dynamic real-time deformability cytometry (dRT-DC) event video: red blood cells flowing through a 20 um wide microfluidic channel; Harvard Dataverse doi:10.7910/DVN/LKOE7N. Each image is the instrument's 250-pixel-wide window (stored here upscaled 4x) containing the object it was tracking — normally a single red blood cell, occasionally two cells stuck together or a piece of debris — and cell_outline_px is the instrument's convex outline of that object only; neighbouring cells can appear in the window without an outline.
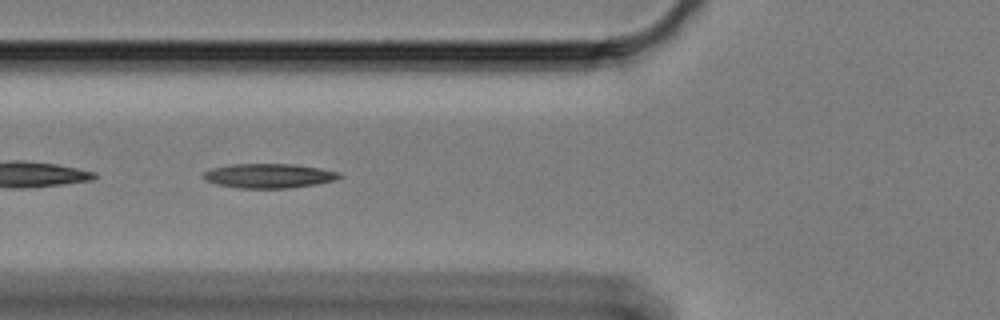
{"species": "Egyptian fruit bat (a non-hibernating species)", "species_latin": "Rousettus aegyptiacus", "temperature_condition": "cold", "stored_images_in_passage": 22, "camera_frame_rate_fps": 3000, "um_per_image_px": 0.085, "animal": {"sex": "female"}, "frame": {"image": 1, "passage_image": 4, "time_ms": 1.0, "image_size_px": [1000, 320], "cell_outline_px": [[344, 176], [336, 180], [316, 184], [288, 188], [240, 188], [216, 184], [204, 180], [200, 176], [204, 172], [212, 168], [232, 164], [292, 164], [320, 168], [340, 172]], "centroid_in_image_um": [22.85, 14.94], "position_along_channel_um": 102.9, "area_um2": 19.48}}
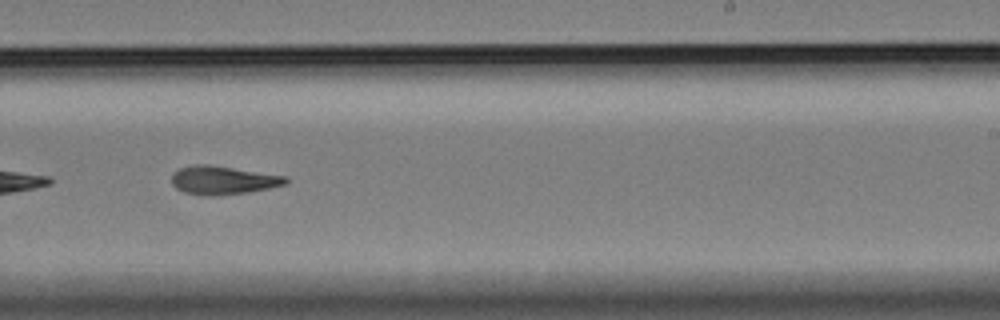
{"frame": {"image": 2, "passage_image": 19, "time_ms": 6.0, "image_size_px": [1000, 320], "cell_outline_px": [[288, 184], [248, 192], [212, 196], [208, 196], [184, 192], [176, 188], [172, 184], [172, 172], [180, 168], [196, 164], [208, 164], [288, 176]], "centroid_in_image_um": [18.96, 15.31], "position_along_channel_um": 270.0, "area_um2": 18.96}}